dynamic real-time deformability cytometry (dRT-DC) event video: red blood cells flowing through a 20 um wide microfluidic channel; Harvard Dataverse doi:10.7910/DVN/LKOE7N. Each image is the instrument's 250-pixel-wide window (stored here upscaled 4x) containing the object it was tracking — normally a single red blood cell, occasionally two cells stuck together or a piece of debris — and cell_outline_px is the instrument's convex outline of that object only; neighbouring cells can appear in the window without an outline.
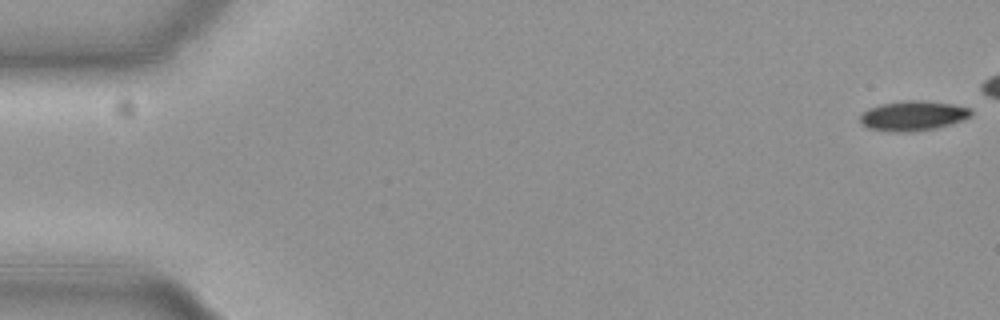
{"species": "common noctule bat (a hibernating species)", "species_latin": "Nyctalus noctula", "temperature_condition": "cold", "stored_images_in_passage": 46, "camera_frame_rate_fps": 3000, "um_per_image_px": 0.085, "animal": {"sex": "female", "body_mass_g": 19.3, "forearm_length_mm": 54.1}, "frame": {"image": 1, "passage_image": 1, "time_ms": 0.0, "image_size_px": [1000, 320], "cell_outline_px": [[972, 116], [964, 120], [952, 124], [936, 128], [896, 132], [868, 128], [860, 120], [860, 116], [868, 108], [880, 104], [908, 100], [916, 100], [952, 104], [972, 108]], "centroid_in_image_um": [77.65, 9.83], "position_along_channel_um": 7.3, "area_um2": 19.07}}
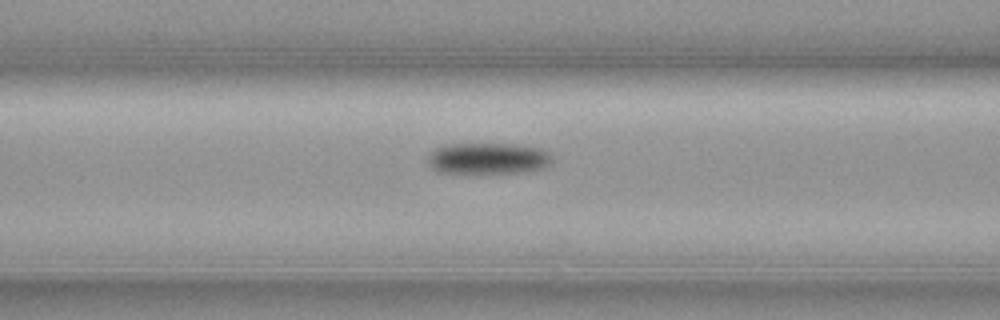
{"frame": {"image": 2, "passage_image": 23, "time_ms": 7.333, "image_size_px": [1000, 320], "cell_outline_px": [[552, 160], [544, 168], [520, 172], [436, 172], [428, 164], [428, 156], [436, 148], [444, 144], [512, 144], [540, 148], [548, 152], [552, 156]], "centroid_in_image_um": [41.46, 13.45], "position_along_channel_um": 125.1, "area_um2": 22.43}}
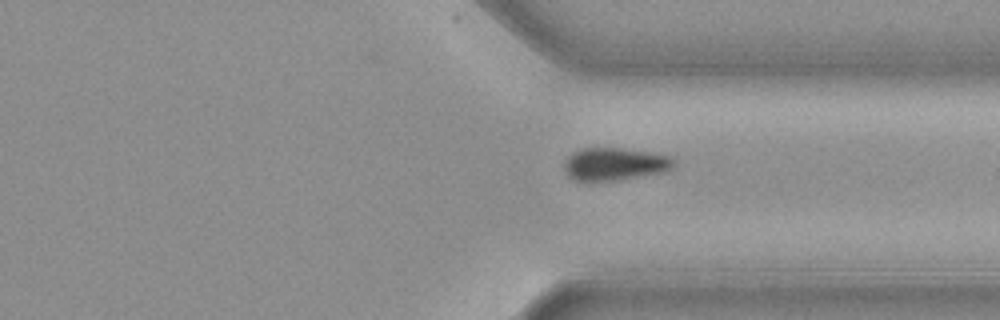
{"frame": {"image": 3, "passage_image": 42, "time_ms": 13.667, "image_size_px": [1000, 320], "cell_outline_px": [[676, 164], [672, 168], [664, 172], [616, 180], [572, 180], [568, 176], [564, 168], [564, 164], [568, 156], [572, 152], [580, 148], [620, 148], [648, 152], [668, 156], [676, 160]], "centroid_in_image_um": [52.24, 13.93], "position_along_channel_um": 359.2, "area_um2": 20.75}}